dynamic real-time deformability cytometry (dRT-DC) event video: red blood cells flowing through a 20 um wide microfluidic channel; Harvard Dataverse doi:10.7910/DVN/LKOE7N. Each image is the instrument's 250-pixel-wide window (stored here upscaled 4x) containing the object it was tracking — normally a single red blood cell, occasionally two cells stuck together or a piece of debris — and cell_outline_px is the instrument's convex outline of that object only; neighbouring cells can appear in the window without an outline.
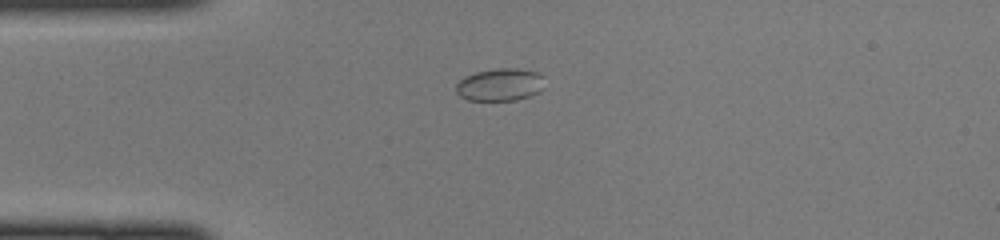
{"species": "common noctule bat (a hibernating species)", "species_latin": "Nyctalus noctula", "temperature_condition": "cold", "stored_images_in_passage": 36, "camera_frame_rate_fps": 3000, "um_per_image_px": 0.085, "animal": {"sex": "female", "body_mass_g": 22.0, "forearm_length_mm": 56.7}, "frame": {"image": 1, "passage_image": 1, "time_ms": 0.0, "image_size_px": [1000, 240], "cell_outline_px": [[544, 88], [528, 96], [516, 100], [468, 100], [460, 96], [456, 92], [456, 84], [464, 76], [476, 72], [496, 68], [516, 68], [536, 72], [544, 76]], "centroid_in_image_um": [42.5, 7.19], "position_along_channel_um": 42.5, "area_um2": 16.82}}
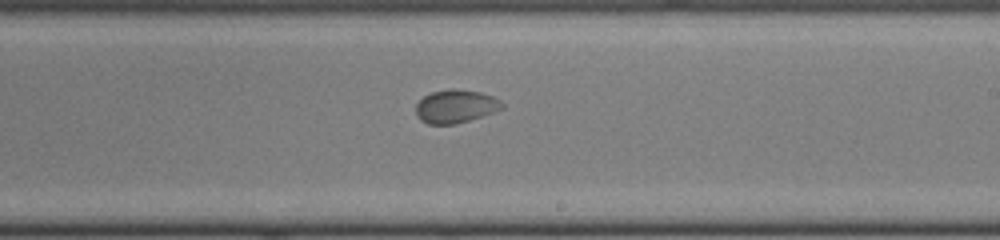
{"frame": {"image": 2, "passage_image": 17, "time_ms": 5.333, "image_size_px": [1000, 240], "cell_outline_px": [[504, 108], [456, 124], [428, 124], [420, 120], [416, 116], [416, 104], [424, 96], [432, 92], [448, 88], [456, 88], [480, 92], [492, 96], [500, 100], [504, 104]], "centroid_in_image_um": [38.71, 9.03], "position_along_channel_um": 250.3, "area_um2": 16.7}}
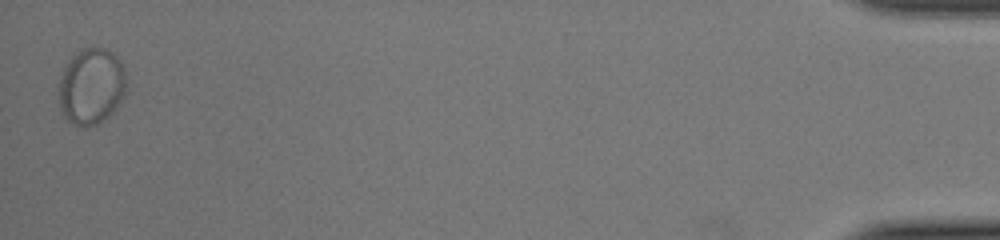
{"frame": {"image": 3, "passage_image": 36, "time_ms": 11.667, "image_size_px": [1000, 240], "cell_outline_px": [[128, 76], [124, 92], [116, 108], [104, 120], [88, 128], [84, 128], [68, 120], [60, 112], [56, 92], [56, 88], [64, 64], [76, 52], [84, 48], [104, 48], [112, 52], [120, 60]], "centroid_in_image_um": [7.72, 7.34], "position_along_channel_um": 427.5, "area_um2": 30.81}}